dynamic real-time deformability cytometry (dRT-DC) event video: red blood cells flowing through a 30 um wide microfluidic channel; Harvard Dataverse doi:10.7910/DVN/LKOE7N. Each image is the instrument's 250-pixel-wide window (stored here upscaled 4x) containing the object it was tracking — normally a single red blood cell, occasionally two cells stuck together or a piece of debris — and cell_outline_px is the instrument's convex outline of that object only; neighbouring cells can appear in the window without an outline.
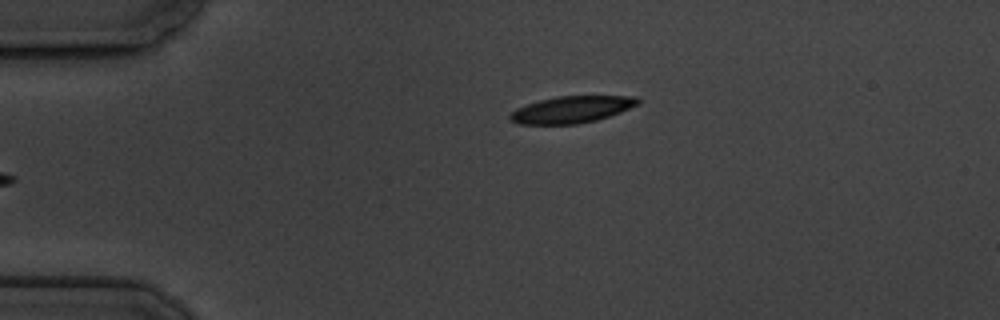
{"species": "common noctule bat (a hibernating species)", "species_latin": "Nyctalus noctula", "temperature_condition": "cold", "stored_images_in_passage": 5, "camera_frame_rate_fps": 3000, "um_per_image_px": 0.085, "animal": {"sex": "male", "body_mass_g": 19.5, "forearm_length_mm": 54.6}, "frame": {"image": 1, "passage_image": 5, "time_ms": 5.333, "image_size_px": [1000, 320], "cell_outline_px": [[640, 104], [620, 112], [596, 120], [576, 124], [520, 124], [512, 120], [508, 116], [516, 108], [540, 100], [556, 96], [636, 96], [640, 100]], "centroid_in_image_um": [48.62, 9.3], "position_along_channel_um": 36.4, "area_um2": 19.83}}